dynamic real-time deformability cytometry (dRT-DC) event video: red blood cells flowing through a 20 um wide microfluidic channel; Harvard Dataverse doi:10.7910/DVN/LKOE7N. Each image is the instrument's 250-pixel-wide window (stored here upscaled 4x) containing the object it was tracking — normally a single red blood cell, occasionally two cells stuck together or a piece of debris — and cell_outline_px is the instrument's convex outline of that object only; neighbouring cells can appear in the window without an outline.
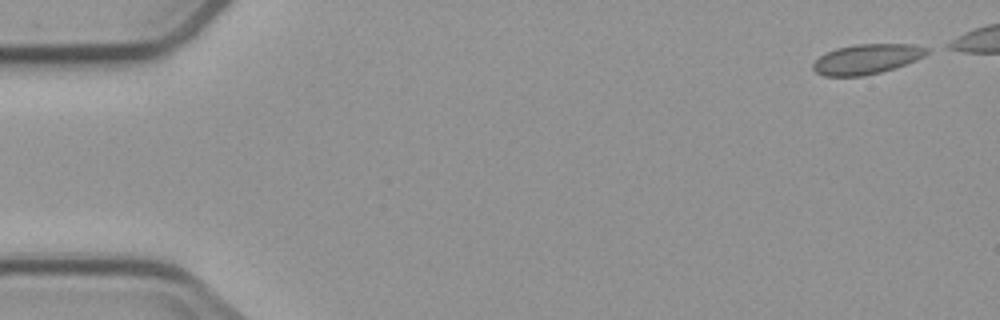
{"species": "common noctule bat (a hibernating species)", "species_latin": "Nyctalus noctula", "temperature_condition": "cold", "stored_images_in_passage": 6, "camera_frame_rate_fps": 3000, "um_per_image_px": 0.085, "animal": {"sex": "male", "body_mass_g": 23.1, "forearm_length_mm": 52.7}, "frame": {"image": 1, "passage_image": 1, "time_ms": 0.0, "image_size_px": [1000, 320], "cell_outline_px": [[928, 52], [924, 56], [916, 60], [896, 68], [880, 72], [860, 76], [824, 76], [816, 72], [812, 68], [812, 64], [820, 56], [836, 48], [856, 44], [912, 44], [928, 48]], "centroid_in_image_um": [73.67, 5.02], "position_along_channel_um": 11.3, "area_um2": 19.77}}